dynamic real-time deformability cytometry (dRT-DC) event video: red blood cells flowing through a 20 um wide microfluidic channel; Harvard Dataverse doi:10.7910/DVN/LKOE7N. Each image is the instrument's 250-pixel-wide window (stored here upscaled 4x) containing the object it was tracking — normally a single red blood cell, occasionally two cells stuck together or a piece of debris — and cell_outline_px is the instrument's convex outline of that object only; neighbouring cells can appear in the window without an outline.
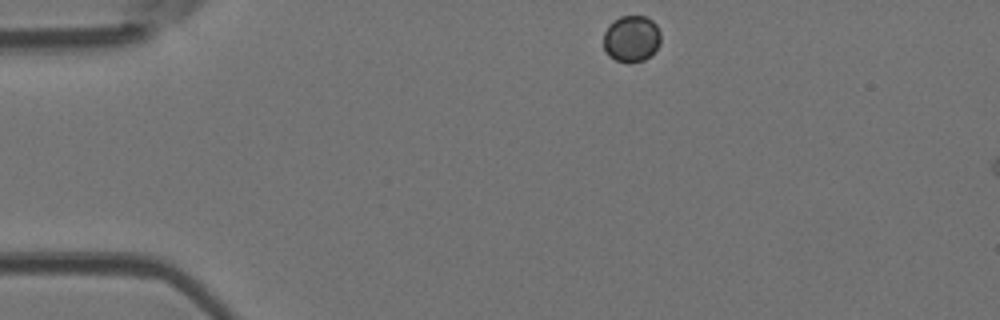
{"species": "Egyptian fruit bat (a non-hibernating species)", "species_latin": "Rousettus aegyptiacus", "temperature_condition": "room temperature", "stored_images_in_passage": 7, "camera_frame_rate_fps": 3000, "um_per_image_px": 0.085, "animal": {"sex": "female"}, "frame": {"image": 1, "passage_image": 1, "time_ms": 0.0, "image_size_px": [1000, 320], "cell_outline_px": [[660, 44], [644, 60], [628, 64], [616, 60], [608, 56], [604, 48], [604, 32], [608, 24], [612, 20], [620, 16], [644, 16], [652, 20], [656, 24], [660, 32]], "centroid_in_image_um": [53.65, 3.28], "position_along_channel_um": 31.4, "area_um2": 15.66}}